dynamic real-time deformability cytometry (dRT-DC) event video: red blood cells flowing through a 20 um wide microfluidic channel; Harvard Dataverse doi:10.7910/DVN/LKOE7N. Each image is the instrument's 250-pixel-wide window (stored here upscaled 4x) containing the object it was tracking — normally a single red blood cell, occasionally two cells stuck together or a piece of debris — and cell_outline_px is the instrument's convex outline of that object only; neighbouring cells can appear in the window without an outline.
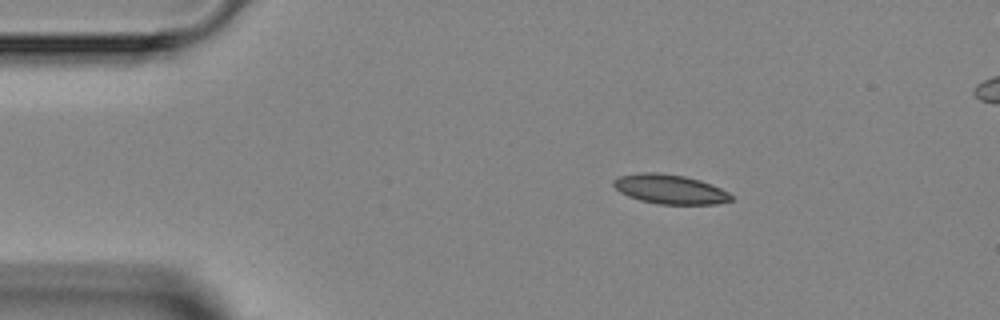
{"species": "Egyptian fruit bat (a non-hibernating species)", "species_latin": "Rousettus aegyptiacus", "temperature_condition": "room temperature", "stored_images_in_passage": 4, "camera_frame_rate_fps": 3000, "um_per_image_px": 0.085, "animal": {"sex": "female"}, "frame": {"image": 1, "passage_image": 2, "time_ms": 1.0, "image_size_px": [1000, 320], "cell_outline_px": [[732, 200], [716, 204], [660, 204], [640, 200], [628, 196], [620, 192], [612, 184], [612, 180], [620, 176], [640, 172], [660, 172], [684, 176], [700, 180], [712, 184], [728, 192], [732, 196]], "centroid_in_image_um": [56.93, 16.07], "position_along_channel_um": 28.1, "area_um2": 20.17}}
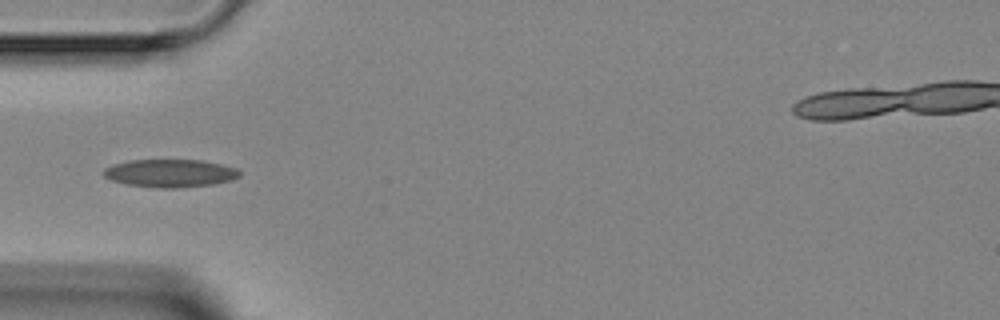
{"frame": {"image": 2, "passage_image": 4, "time_ms": 3.333, "image_size_px": [1000, 320], "cell_outline_px": [[240, 176], [232, 180], [212, 184], [176, 188], [160, 188], [128, 184], [112, 180], [104, 176], [104, 168], [128, 160], [200, 160], [220, 164], [236, 168], [240, 172]], "centroid_in_image_um": [14.48, 14.72], "position_along_channel_um": 70.5, "area_um2": 21.85}}